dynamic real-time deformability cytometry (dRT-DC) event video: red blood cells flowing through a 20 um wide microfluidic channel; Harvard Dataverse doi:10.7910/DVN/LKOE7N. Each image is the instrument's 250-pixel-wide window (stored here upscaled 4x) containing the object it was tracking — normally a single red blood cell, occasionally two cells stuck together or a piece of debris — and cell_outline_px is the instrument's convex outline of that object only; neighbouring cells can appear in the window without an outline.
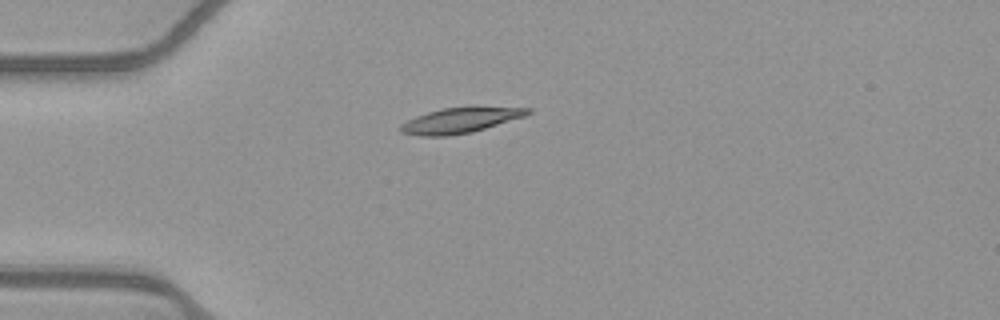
{"species": "common noctule bat (a hibernating species)", "species_latin": "Nyctalus noctula", "temperature_condition": "warm", "stored_images_in_passage": 40, "camera_frame_rate_fps": 3000, "um_per_image_px": 0.085, "animal": {"sex": "female", "body_mass_g": 21.9}, "frame": {"image": 1, "passage_image": 1, "time_ms": 0.0, "image_size_px": [1000, 320], "cell_outline_px": [[532, 112], [524, 116], [472, 132], [448, 136], [420, 136], [400, 132], [396, 128], [400, 124], [416, 116], [428, 112], [444, 108], [532, 108]], "centroid_in_image_um": [39.02, 10.26], "position_along_channel_um": 46.0, "area_um2": 18.26}}
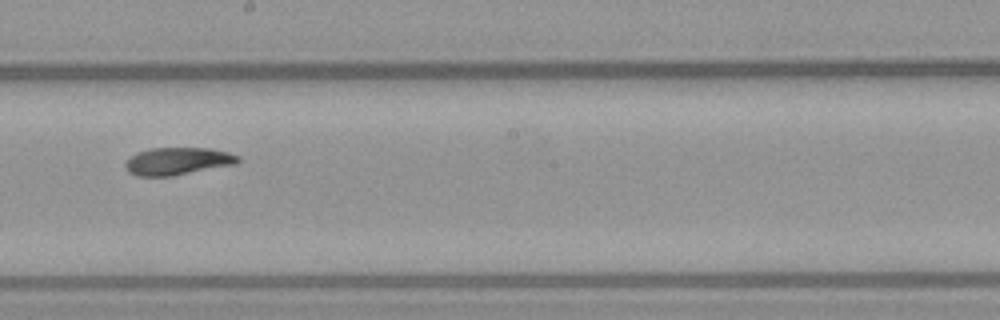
{"frame": {"image": 2, "passage_image": 17, "time_ms": 5.333, "image_size_px": [1000, 320], "cell_outline_px": [[240, 160], [236, 164], [172, 176], [136, 176], [128, 172], [124, 168], [124, 164], [132, 156], [140, 152], [152, 148], [208, 148], [228, 152], [240, 156]], "centroid_in_image_um": [15.11, 13.71], "position_along_channel_um": 233.1, "area_um2": 17.98}}
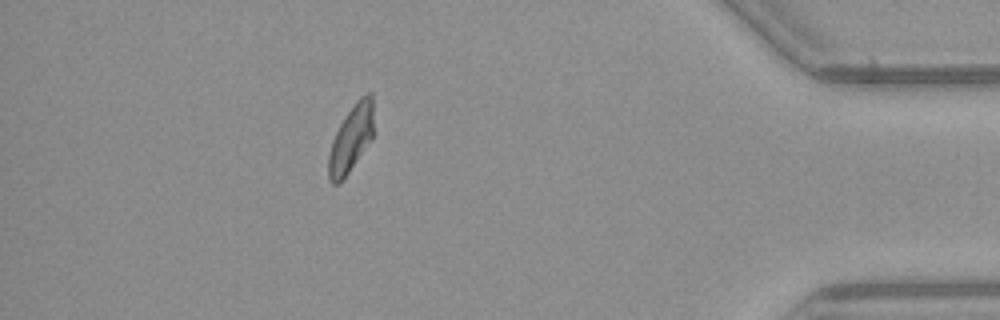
{"frame": {"image": 3, "passage_image": 34, "time_ms": 11.0, "image_size_px": [1000, 320], "cell_outline_px": [[372, 140], [340, 184], [332, 184], [328, 180], [328, 156], [332, 140], [344, 116], [356, 100], [364, 92], [372, 92]], "centroid_in_image_um": [29.82, 11.8], "position_along_channel_um": 405.4, "area_um2": 17.74}, "authors_computed_cell_mechanics": {"area_um2": 18.1492, "velocity_mm_per_s": 3.89, "shape_relaxation_time_tau1_ms": 5.291, "shape_relaxation_time_tau2_ms": 11.3773, "deformation_change_tau1": 0.1786, "deformation_change_tau2": 0.1203}}